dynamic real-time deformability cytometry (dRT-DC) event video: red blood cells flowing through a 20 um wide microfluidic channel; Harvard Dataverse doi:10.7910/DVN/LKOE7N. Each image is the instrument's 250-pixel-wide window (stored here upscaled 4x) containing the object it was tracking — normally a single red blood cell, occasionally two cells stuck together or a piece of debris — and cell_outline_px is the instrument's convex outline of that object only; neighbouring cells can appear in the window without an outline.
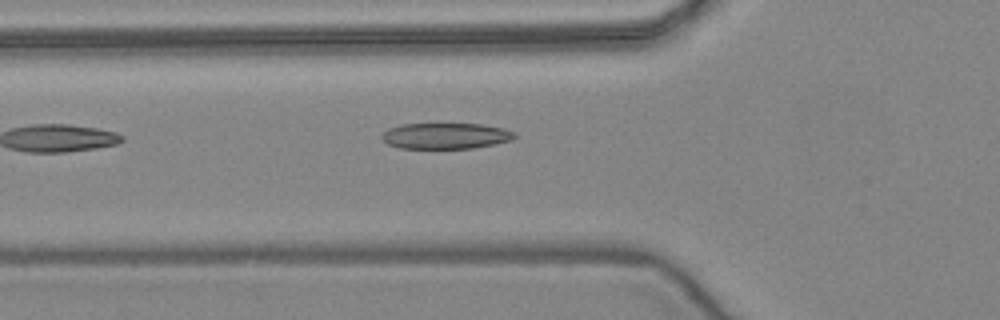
{"species": "common noctule bat (a hibernating species)", "species_latin": "Nyctalus noctula", "temperature_condition": "warm", "stored_images_in_passage": 7, "camera_frame_rate_fps": 3000, "um_per_image_px": 0.085, "animal": {"sex": "female", "body_mass_g": 24.6, "forearm_length_mm": 56.2}, "frame": {"image": 1, "passage_image": 2, "time_ms": 0.333, "image_size_px": [1000, 320], "cell_outline_px": [[516, 136], [512, 140], [496, 144], [472, 148], [400, 148], [388, 144], [380, 140], [380, 136], [388, 128], [400, 124], [480, 124], [504, 128], [516, 132]], "centroid_in_image_um": [37.87, 11.55], "position_along_channel_um": 87.9, "area_um2": 20.23}}
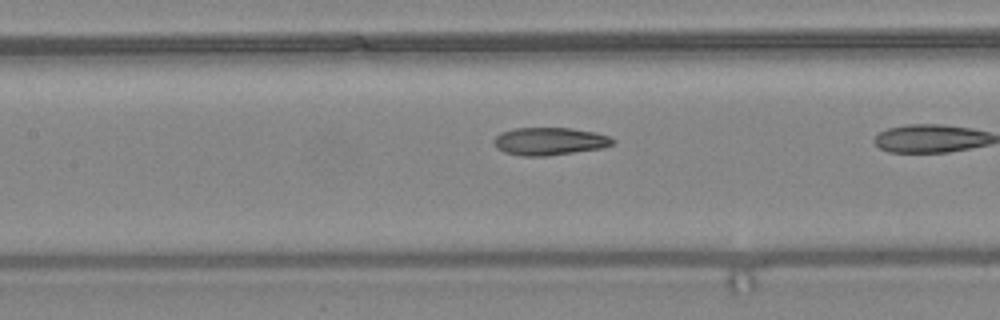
{"frame": {"image": 2, "passage_image": 5, "time_ms": 1.333, "image_size_px": [1000, 320], "cell_outline_px": [[616, 140], [612, 144], [604, 148], [548, 156], [520, 156], [504, 152], [496, 148], [492, 140], [500, 132], [516, 128], [572, 128], [596, 132], [608, 136]], "centroid_in_image_um": [46.7, 12.01], "position_along_channel_um": 160.7, "area_um2": 19.42}}